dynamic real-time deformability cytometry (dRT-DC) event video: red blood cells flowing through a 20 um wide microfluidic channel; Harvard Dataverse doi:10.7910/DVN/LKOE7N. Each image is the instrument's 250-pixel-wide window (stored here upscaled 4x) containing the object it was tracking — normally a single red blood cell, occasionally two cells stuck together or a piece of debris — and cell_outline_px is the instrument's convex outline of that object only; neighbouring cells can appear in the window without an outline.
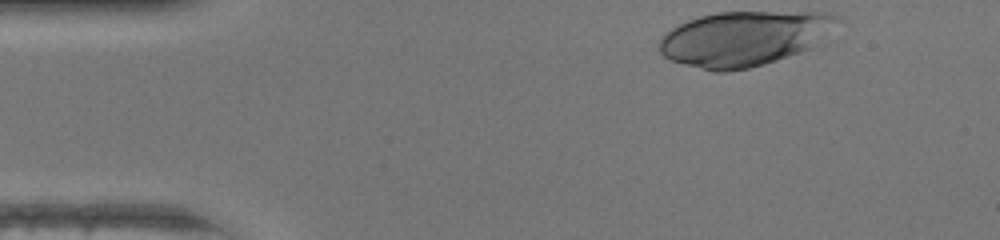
{"species": "human", "species_latin": "Homo sapiens", "temperature_condition": "warm", "stored_images_in_passage": 12, "camera_frame_rate_fps": 3000, "um_per_image_px": 0.085, "donor": {"sex": "female"}, "frame": {"image": 1, "passage_image": 1, "time_ms": 0.0, "image_size_px": [1000, 240], "cell_outline_px": [[844, 20], [808, 48], [800, 52], [764, 64], [748, 68], [724, 72], [716, 72], [668, 60], [660, 52], [660, 36], [664, 32], [688, 20], [700, 16], [716, 12], [828, 12]], "centroid_in_image_um": [63.22, 3.26], "position_along_channel_um": 21.8, "area_um2": 56.64}}